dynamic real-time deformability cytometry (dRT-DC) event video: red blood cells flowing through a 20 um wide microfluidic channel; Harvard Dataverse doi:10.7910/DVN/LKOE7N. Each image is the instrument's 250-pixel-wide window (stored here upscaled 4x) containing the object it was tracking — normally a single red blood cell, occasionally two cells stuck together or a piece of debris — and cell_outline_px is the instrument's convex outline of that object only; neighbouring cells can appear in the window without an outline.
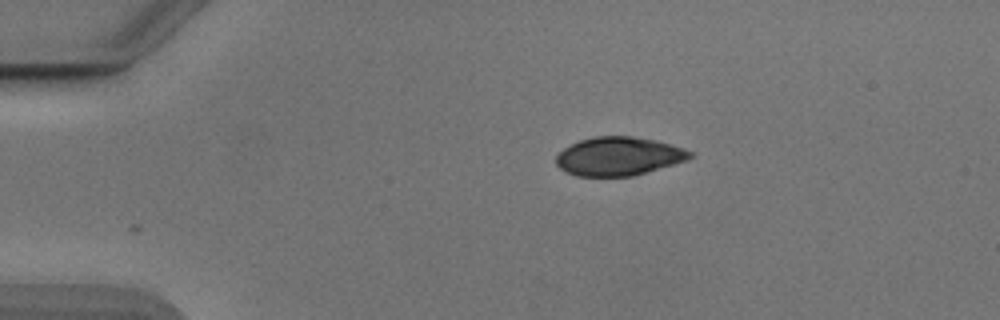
{"species": "Egyptian fruit bat (a non-hibernating species)", "species_latin": "Rousettus aegyptiacus", "temperature_condition": "cold", "stored_images_in_passage": 43, "camera_frame_rate_fps": 3000, "um_per_image_px": 0.085, "animal": {"sex": "male"}, "frame": {"image": 1, "passage_image": 1, "time_ms": 0.0, "image_size_px": [1000, 320], "cell_outline_px": [[692, 156], [688, 160], [632, 176], [576, 176], [564, 172], [556, 164], [556, 156], [564, 148], [580, 140], [596, 136], [632, 136], [652, 140], [684, 148], [692, 152]], "centroid_in_image_um": [52.56, 13.29], "position_along_channel_um": 32.4, "area_um2": 29.88}}
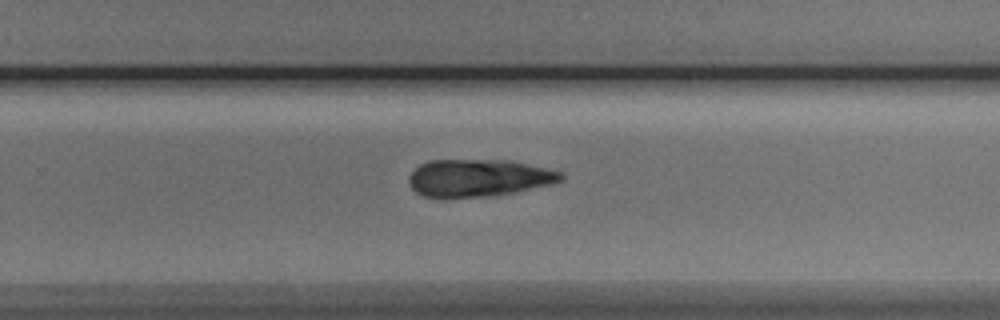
{"frame": {"image": 2, "passage_image": 25, "time_ms": 8.0, "image_size_px": [1000, 320], "cell_outline_px": [[564, 180], [552, 184], [512, 192], [488, 196], [440, 200], [424, 196], [416, 192], [412, 188], [408, 180], [408, 176], [420, 164], [428, 160], [508, 160], [528, 164], [560, 172], [564, 176]], "centroid_in_image_um": [40.61, 15.14], "position_along_channel_um": 289.2, "area_um2": 33.47}}
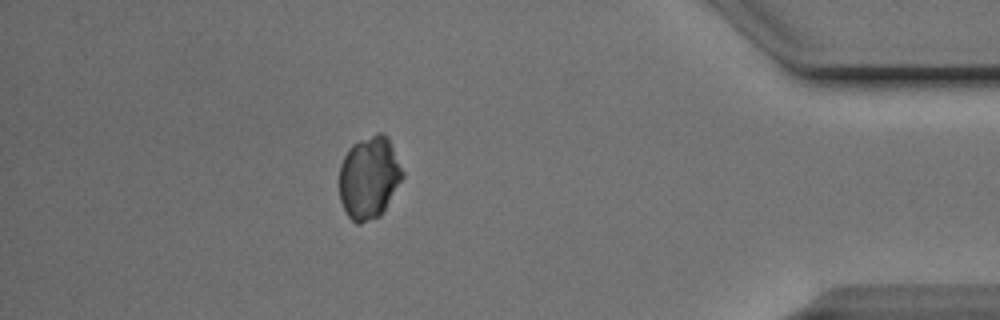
{"frame": {"image": 3, "passage_image": 37, "time_ms": 12.0, "image_size_px": [1000, 320], "cell_outline_px": [[404, 176], [380, 216], [360, 224], [356, 224], [348, 216], [340, 200], [340, 164], [348, 148], [352, 144], [376, 132], [384, 132], [388, 136], [404, 172]], "centroid_in_image_um": [31.38, 15.07], "position_along_channel_um": 403.8, "area_um2": 30.52}}